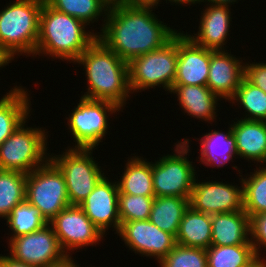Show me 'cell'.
<instances>
[{
  "label": "cell",
  "instance_id": "obj_1",
  "mask_svg": "<svg viewBox=\"0 0 266 267\" xmlns=\"http://www.w3.org/2000/svg\"><path fill=\"white\" fill-rule=\"evenodd\" d=\"M154 6L112 0L97 39L126 62L163 47L178 31L156 18Z\"/></svg>",
  "mask_w": 266,
  "mask_h": 267
},
{
  "label": "cell",
  "instance_id": "obj_2",
  "mask_svg": "<svg viewBox=\"0 0 266 267\" xmlns=\"http://www.w3.org/2000/svg\"><path fill=\"white\" fill-rule=\"evenodd\" d=\"M84 65L88 91L82 97L106 100L120 108L126 103L129 93L128 62L96 39L75 61Z\"/></svg>",
  "mask_w": 266,
  "mask_h": 267
},
{
  "label": "cell",
  "instance_id": "obj_3",
  "mask_svg": "<svg viewBox=\"0 0 266 267\" xmlns=\"http://www.w3.org/2000/svg\"><path fill=\"white\" fill-rule=\"evenodd\" d=\"M82 21L55 10L45 0L39 16V36L34 55L76 61L96 39ZM90 32V33H89Z\"/></svg>",
  "mask_w": 266,
  "mask_h": 267
},
{
  "label": "cell",
  "instance_id": "obj_4",
  "mask_svg": "<svg viewBox=\"0 0 266 267\" xmlns=\"http://www.w3.org/2000/svg\"><path fill=\"white\" fill-rule=\"evenodd\" d=\"M44 0H17L0 11V44L14 56L35 54Z\"/></svg>",
  "mask_w": 266,
  "mask_h": 267
},
{
  "label": "cell",
  "instance_id": "obj_5",
  "mask_svg": "<svg viewBox=\"0 0 266 267\" xmlns=\"http://www.w3.org/2000/svg\"><path fill=\"white\" fill-rule=\"evenodd\" d=\"M178 59V33L163 47L128 62L131 91H141L155 86L171 91L176 77Z\"/></svg>",
  "mask_w": 266,
  "mask_h": 267
},
{
  "label": "cell",
  "instance_id": "obj_6",
  "mask_svg": "<svg viewBox=\"0 0 266 267\" xmlns=\"http://www.w3.org/2000/svg\"><path fill=\"white\" fill-rule=\"evenodd\" d=\"M25 123L26 121L0 144V170L28 174L50 159L46 155L47 132L39 127L26 126L25 129Z\"/></svg>",
  "mask_w": 266,
  "mask_h": 267
},
{
  "label": "cell",
  "instance_id": "obj_7",
  "mask_svg": "<svg viewBox=\"0 0 266 267\" xmlns=\"http://www.w3.org/2000/svg\"><path fill=\"white\" fill-rule=\"evenodd\" d=\"M26 201L39 210L47 223L70 206L64 175L50 159L27 174Z\"/></svg>",
  "mask_w": 266,
  "mask_h": 267
},
{
  "label": "cell",
  "instance_id": "obj_8",
  "mask_svg": "<svg viewBox=\"0 0 266 267\" xmlns=\"http://www.w3.org/2000/svg\"><path fill=\"white\" fill-rule=\"evenodd\" d=\"M175 144L173 155L163 156L152 164L155 197L178 196L190 199L196 170L187 157L189 139ZM185 155V156H184Z\"/></svg>",
  "mask_w": 266,
  "mask_h": 267
},
{
  "label": "cell",
  "instance_id": "obj_9",
  "mask_svg": "<svg viewBox=\"0 0 266 267\" xmlns=\"http://www.w3.org/2000/svg\"><path fill=\"white\" fill-rule=\"evenodd\" d=\"M91 151L93 149L70 148L62 155H50V160L64 175L70 205L79 206L104 177Z\"/></svg>",
  "mask_w": 266,
  "mask_h": 267
},
{
  "label": "cell",
  "instance_id": "obj_10",
  "mask_svg": "<svg viewBox=\"0 0 266 267\" xmlns=\"http://www.w3.org/2000/svg\"><path fill=\"white\" fill-rule=\"evenodd\" d=\"M120 107L106 100H93L81 97L80 102L69 114L68 126L72 133L75 148L95 149L108 129V113L119 111Z\"/></svg>",
  "mask_w": 266,
  "mask_h": 267
},
{
  "label": "cell",
  "instance_id": "obj_11",
  "mask_svg": "<svg viewBox=\"0 0 266 267\" xmlns=\"http://www.w3.org/2000/svg\"><path fill=\"white\" fill-rule=\"evenodd\" d=\"M9 246L11 257L35 267H52L69 258L49 223L35 232L12 238Z\"/></svg>",
  "mask_w": 266,
  "mask_h": 267
},
{
  "label": "cell",
  "instance_id": "obj_12",
  "mask_svg": "<svg viewBox=\"0 0 266 267\" xmlns=\"http://www.w3.org/2000/svg\"><path fill=\"white\" fill-rule=\"evenodd\" d=\"M57 236L60 247L69 257L66 250H73L98 243L102 232L85 215L78 205H70L59 212L50 222Z\"/></svg>",
  "mask_w": 266,
  "mask_h": 267
},
{
  "label": "cell",
  "instance_id": "obj_13",
  "mask_svg": "<svg viewBox=\"0 0 266 267\" xmlns=\"http://www.w3.org/2000/svg\"><path fill=\"white\" fill-rule=\"evenodd\" d=\"M135 253L157 257L158 263L175 247L176 238L147 220L121 222L117 232Z\"/></svg>",
  "mask_w": 266,
  "mask_h": 267
},
{
  "label": "cell",
  "instance_id": "obj_14",
  "mask_svg": "<svg viewBox=\"0 0 266 267\" xmlns=\"http://www.w3.org/2000/svg\"><path fill=\"white\" fill-rule=\"evenodd\" d=\"M195 179L190 206L205 214H218L244 210L243 183L242 188L223 182H197Z\"/></svg>",
  "mask_w": 266,
  "mask_h": 267
},
{
  "label": "cell",
  "instance_id": "obj_15",
  "mask_svg": "<svg viewBox=\"0 0 266 267\" xmlns=\"http://www.w3.org/2000/svg\"><path fill=\"white\" fill-rule=\"evenodd\" d=\"M119 188L117 182L103 177L92 193L79 205L92 223L105 234L109 226L119 231L121 220L118 213Z\"/></svg>",
  "mask_w": 266,
  "mask_h": 267
},
{
  "label": "cell",
  "instance_id": "obj_16",
  "mask_svg": "<svg viewBox=\"0 0 266 267\" xmlns=\"http://www.w3.org/2000/svg\"><path fill=\"white\" fill-rule=\"evenodd\" d=\"M210 64V49L193 42L178 32V59L173 85L206 86Z\"/></svg>",
  "mask_w": 266,
  "mask_h": 267
},
{
  "label": "cell",
  "instance_id": "obj_17",
  "mask_svg": "<svg viewBox=\"0 0 266 267\" xmlns=\"http://www.w3.org/2000/svg\"><path fill=\"white\" fill-rule=\"evenodd\" d=\"M245 64L224 50L210 49L209 74L206 86L219 98L230 100L245 77Z\"/></svg>",
  "mask_w": 266,
  "mask_h": 267
},
{
  "label": "cell",
  "instance_id": "obj_18",
  "mask_svg": "<svg viewBox=\"0 0 266 267\" xmlns=\"http://www.w3.org/2000/svg\"><path fill=\"white\" fill-rule=\"evenodd\" d=\"M209 6L202 13L199 31L194 36L186 35L197 45L214 51L223 50L230 29V9L227 5Z\"/></svg>",
  "mask_w": 266,
  "mask_h": 267
},
{
  "label": "cell",
  "instance_id": "obj_19",
  "mask_svg": "<svg viewBox=\"0 0 266 267\" xmlns=\"http://www.w3.org/2000/svg\"><path fill=\"white\" fill-rule=\"evenodd\" d=\"M230 126L236 139L237 155L248 161L266 163V121L241 118Z\"/></svg>",
  "mask_w": 266,
  "mask_h": 267
},
{
  "label": "cell",
  "instance_id": "obj_20",
  "mask_svg": "<svg viewBox=\"0 0 266 267\" xmlns=\"http://www.w3.org/2000/svg\"><path fill=\"white\" fill-rule=\"evenodd\" d=\"M211 221V245L252 244L248 238L250 235V217L244 210L212 214Z\"/></svg>",
  "mask_w": 266,
  "mask_h": 267
},
{
  "label": "cell",
  "instance_id": "obj_21",
  "mask_svg": "<svg viewBox=\"0 0 266 267\" xmlns=\"http://www.w3.org/2000/svg\"><path fill=\"white\" fill-rule=\"evenodd\" d=\"M170 92L177 94L179 104L187 115L204 121L216 119L214 117L219 98L207 86L173 85Z\"/></svg>",
  "mask_w": 266,
  "mask_h": 267
},
{
  "label": "cell",
  "instance_id": "obj_22",
  "mask_svg": "<svg viewBox=\"0 0 266 267\" xmlns=\"http://www.w3.org/2000/svg\"><path fill=\"white\" fill-rule=\"evenodd\" d=\"M211 215L195 211L191 206L185 211L176 235V244L185 247L208 249L211 246Z\"/></svg>",
  "mask_w": 266,
  "mask_h": 267
},
{
  "label": "cell",
  "instance_id": "obj_23",
  "mask_svg": "<svg viewBox=\"0 0 266 267\" xmlns=\"http://www.w3.org/2000/svg\"><path fill=\"white\" fill-rule=\"evenodd\" d=\"M26 92L14 87L0 99V144L28 119L31 101Z\"/></svg>",
  "mask_w": 266,
  "mask_h": 267
},
{
  "label": "cell",
  "instance_id": "obj_24",
  "mask_svg": "<svg viewBox=\"0 0 266 267\" xmlns=\"http://www.w3.org/2000/svg\"><path fill=\"white\" fill-rule=\"evenodd\" d=\"M190 206V199L178 196L155 197L149 221L176 237L180 222Z\"/></svg>",
  "mask_w": 266,
  "mask_h": 267
},
{
  "label": "cell",
  "instance_id": "obj_25",
  "mask_svg": "<svg viewBox=\"0 0 266 267\" xmlns=\"http://www.w3.org/2000/svg\"><path fill=\"white\" fill-rule=\"evenodd\" d=\"M125 166L126 170L117 182L119 193L155 197L152 163L134 156Z\"/></svg>",
  "mask_w": 266,
  "mask_h": 267
},
{
  "label": "cell",
  "instance_id": "obj_26",
  "mask_svg": "<svg viewBox=\"0 0 266 267\" xmlns=\"http://www.w3.org/2000/svg\"><path fill=\"white\" fill-rule=\"evenodd\" d=\"M201 142V161L207 166L215 165L219 168L232 160L236 153V139L232 133V126L227 133L212 131L204 135Z\"/></svg>",
  "mask_w": 266,
  "mask_h": 267
},
{
  "label": "cell",
  "instance_id": "obj_27",
  "mask_svg": "<svg viewBox=\"0 0 266 267\" xmlns=\"http://www.w3.org/2000/svg\"><path fill=\"white\" fill-rule=\"evenodd\" d=\"M206 257L207 267H253L259 261L252 244L211 245Z\"/></svg>",
  "mask_w": 266,
  "mask_h": 267
},
{
  "label": "cell",
  "instance_id": "obj_28",
  "mask_svg": "<svg viewBox=\"0 0 266 267\" xmlns=\"http://www.w3.org/2000/svg\"><path fill=\"white\" fill-rule=\"evenodd\" d=\"M27 174L0 170V217L6 218L13 208L26 200Z\"/></svg>",
  "mask_w": 266,
  "mask_h": 267
},
{
  "label": "cell",
  "instance_id": "obj_29",
  "mask_svg": "<svg viewBox=\"0 0 266 267\" xmlns=\"http://www.w3.org/2000/svg\"><path fill=\"white\" fill-rule=\"evenodd\" d=\"M52 8L77 18L85 25L108 13L112 0H45Z\"/></svg>",
  "mask_w": 266,
  "mask_h": 267
},
{
  "label": "cell",
  "instance_id": "obj_30",
  "mask_svg": "<svg viewBox=\"0 0 266 267\" xmlns=\"http://www.w3.org/2000/svg\"><path fill=\"white\" fill-rule=\"evenodd\" d=\"M259 168L240 182L243 183L244 211L250 218L266 212V167Z\"/></svg>",
  "mask_w": 266,
  "mask_h": 267
},
{
  "label": "cell",
  "instance_id": "obj_31",
  "mask_svg": "<svg viewBox=\"0 0 266 267\" xmlns=\"http://www.w3.org/2000/svg\"><path fill=\"white\" fill-rule=\"evenodd\" d=\"M6 219L8 227L13 232L10 240L17 236L35 232L47 224L39 210L26 200L15 206Z\"/></svg>",
  "mask_w": 266,
  "mask_h": 267
},
{
  "label": "cell",
  "instance_id": "obj_32",
  "mask_svg": "<svg viewBox=\"0 0 266 267\" xmlns=\"http://www.w3.org/2000/svg\"><path fill=\"white\" fill-rule=\"evenodd\" d=\"M236 100L246 110L249 117L247 120L266 121V93L251 84L245 77L242 79L240 86L237 88L231 101Z\"/></svg>",
  "mask_w": 266,
  "mask_h": 267
},
{
  "label": "cell",
  "instance_id": "obj_33",
  "mask_svg": "<svg viewBox=\"0 0 266 267\" xmlns=\"http://www.w3.org/2000/svg\"><path fill=\"white\" fill-rule=\"evenodd\" d=\"M154 198L119 193L118 213L121 222L149 219Z\"/></svg>",
  "mask_w": 266,
  "mask_h": 267
},
{
  "label": "cell",
  "instance_id": "obj_34",
  "mask_svg": "<svg viewBox=\"0 0 266 267\" xmlns=\"http://www.w3.org/2000/svg\"><path fill=\"white\" fill-rule=\"evenodd\" d=\"M159 264L161 267H207L206 249L176 244Z\"/></svg>",
  "mask_w": 266,
  "mask_h": 267
},
{
  "label": "cell",
  "instance_id": "obj_35",
  "mask_svg": "<svg viewBox=\"0 0 266 267\" xmlns=\"http://www.w3.org/2000/svg\"><path fill=\"white\" fill-rule=\"evenodd\" d=\"M250 242L252 243L255 253L259 257V249H266V212L254 215L250 218ZM259 245V246H258ZM261 245V246H260Z\"/></svg>",
  "mask_w": 266,
  "mask_h": 267
},
{
  "label": "cell",
  "instance_id": "obj_36",
  "mask_svg": "<svg viewBox=\"0 0 266 267\" xmlns=\"http://www.w3.org/2000/svg\"><path fill=\"white\" fill-rule=\"evenodd\" d=\"M244 76L251 84L266 93V63H246Z\"/></svg>",
  "mask_w": 266,
  "mask_h": 267
},
{
  "label": "cell",
  "instance_id": "obj_37",
  "mask_svg": "<svg viewBox=\"0 0 266 267\" xmlns=\"http://www.w3.org/2000/svg\"><path fill=\"white\" fill-rule=\"evenodd\" d=\"M0 267H35L22 261H18L11 256H0Z\"/></svg>",
  "mask_w": 266,
  "mask_h": 267
},
{
  "label": "cell",
  "instance_id": "obj_38",
  "mask_svg": "<svg viewBox=\"0 0 266 267\" xmlns=\"http://www.w3.org/2000/svg\"><path fill=\"white\" fill-rule=\"evenodd\" d=\"M12 59V55L0 44V67L10 63Z\"/></svg>",
  "mask_w": 266,
  "mask_h": 267
},
{
  "label": "cell",
  "instance_id": "obj_39",
  "mask_svg": "<svg viewBox=\"0 0 266 267\" xmlns=\"http://www.w3.org/2000/svg\"><path fill=\"white\" fill-rule=\"evenodd\" d=\"M71 256L66 259L63 263L52 266V267H79V265L75 264L74 260H71Z\"/></svg>",
  "mask_w": 266,
  "mask_h": 267
},
{
  "label": "cell",
  "instance_id": "obj_40",
  "mask_svg": "<svg viewBox=\"0 0 266 267\" xmlns=\"http://www.w3.org/2000/svg\"><path fill=\"white\" fill-rule=\"evenodd\" d=\"M210 2V4H214V5H227L229 6V4L236 2L237 0H205V2Z\"/></svg>",
  "mask_w": 266,
  "mask_h": 267
},
{
  "label": "cell",
  "instance_id": "obj_41",
  "mask_svg": "<svg viewBox=\"0 0 266 267\" xmlns=\"http://www.w3.org/2000/svg\"><path fill=\"white\" fill-rule=\"evenodd\" d=\"M130 3H137V4H159L160 0H124Z\"/></svg>",
  "mask_w": 266,
  "mask_h": 267
},
{
  "label": "cell",
  "instance_id": "obj_42",
  "mask_svg": "<svg viewBox=\"0 0 266 267\" xmlns=\"http://www.w3.org/2000/svg\"><path fill=\"white\" fill-rule=\"evenodd\" d=\"M169 2H174L176 4L179 3V5H183V4H196V3H199V2H204V0H169Z\"/></svg>",
  "mask_w": 266,
  "mask_h": 267
},
{
  "label": "cell",
  "instance_id": "obj_43",
  "mask_svg": "<svg viewBox=\"0 0 266 267\" xmlns=\"http://www.w3.org/2000/svg\"><path fill=\"white\" fill-rule=\"evenodd\" d=\"M253 267H266V262L263 259L259 260Z\"/></svg>",
  "mask_w": 266,
  "mask_h": 267
}]
</instances>
